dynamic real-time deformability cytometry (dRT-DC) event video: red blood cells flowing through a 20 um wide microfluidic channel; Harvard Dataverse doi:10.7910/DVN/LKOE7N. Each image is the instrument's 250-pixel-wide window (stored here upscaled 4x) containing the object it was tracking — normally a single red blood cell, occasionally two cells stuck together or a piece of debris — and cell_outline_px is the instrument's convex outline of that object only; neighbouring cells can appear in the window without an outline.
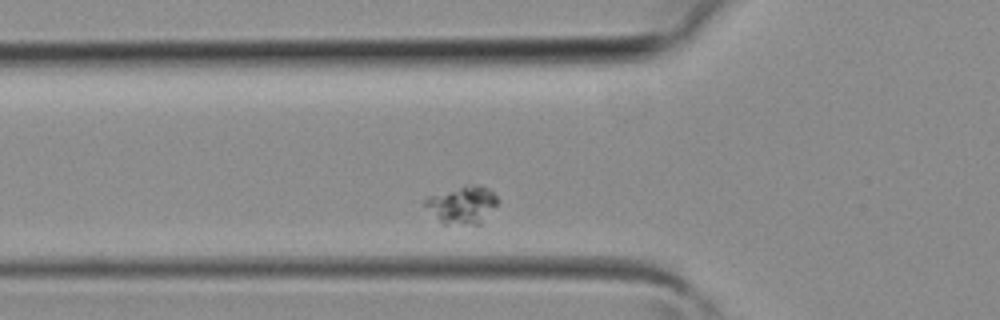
{"species": "common noctule bat (a hibernating species)", "species_latin": "Nyctalus noctula", "temperature_condition": "room temperature", "stored_images_in_passage": 24, "camera_frame_rate_fps": 3000, "um_per_image_px": 0.085, "animal": {"sex": "female", "body_mass_g": 19.3, "forearm_length_mm": 54.1}, "frame": {"image": 1, "passage_image": 3, "time_ms": 0.667, "image_size_px": [1000, 320], "cell_outline_px": [[500, 200], [480, 224], [444, 224], [424, 204], [424, 200], [428, 196], [464, 184], [480, 184], [488, 188]], "centroid_in_image_um": [39.32, 17.37], "position_along_channel_um": 86.5, "area_um2": 15.84}}
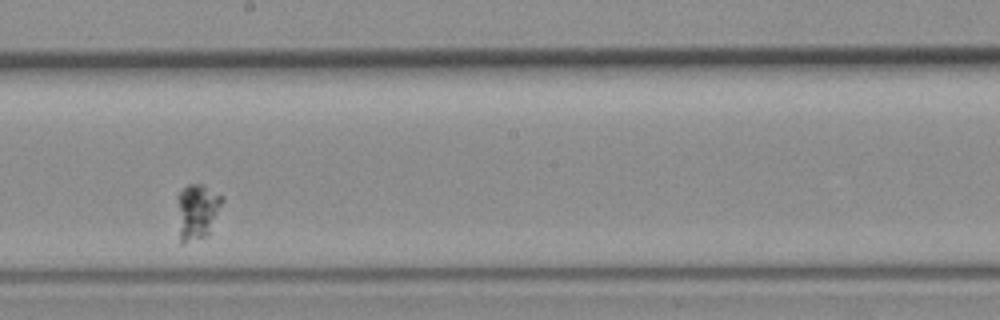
{"frame": {"image": 2, "passage_image": 12, "time_ms": 3.667, "image_size_px": [1000, 320], "cell_outline_px": [[224, 200], [208, 232], [204, 236], [184, 244], [180, 244], [176, 196], [188, 184], [204, 184], [224, 196]], "centroid_in_image_um": [16.73, 17.94], "position_along_channel_um": 231.5, "area_um2": 14.62}}
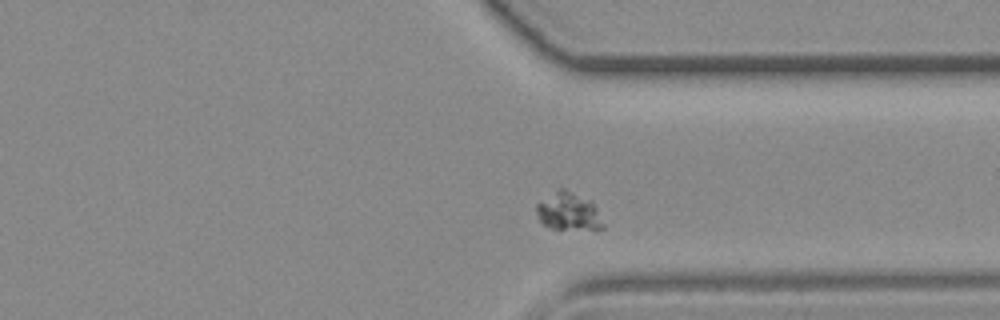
{"frame": {"image": 3, "passage_image": 20, "time_ms": 6.333, "image_size_px": [1000, 320], "cell_outline_px": [[604, 228], [552, 228], [544, 224], [540, 220], [536, 212], [536, 204], [560, 188], [564, 188], [592, 200], [604, 224]], "centroid_in_image_um": [48.33, 17.94], "position_along_channel_um": 363.1, "area_um2": 14.33}}